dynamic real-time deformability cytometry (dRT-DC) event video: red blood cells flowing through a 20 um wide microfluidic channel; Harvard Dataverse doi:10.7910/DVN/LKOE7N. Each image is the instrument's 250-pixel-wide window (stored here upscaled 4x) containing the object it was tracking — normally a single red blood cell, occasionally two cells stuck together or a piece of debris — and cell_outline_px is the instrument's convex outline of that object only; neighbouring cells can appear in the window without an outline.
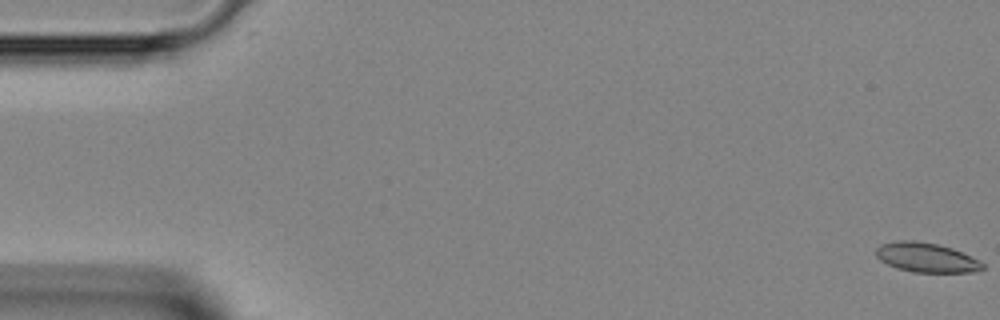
{"species": "Egyptian fruit bat (a non-hibernating species)", "species_latin": "Rousettus aegyptiacus", "temperature_condition": "room temperature", "stored_images_in_passage": 45, "camera_frame_rate_fps": 3000, "um_per_image_px": 0.085, "animal": {"sex": "female"}, "frame": {"image": 1, "passage_image": 1, "time_ms": 0.0, "image_size_px": [1000, 320], "cell_outline_px": [[984, 268], [972, 272], [912, 272], [896, 268], [880, 260], [876, 256], [876, 248], [880, 244], [896, 240], [916, 240], [936, 244], [952, 248], [980, 260], [984, 264]], "centroid_in_image_um": [78.72, 21.88], "position_along_channel_um": 6.3, "area_um2": 18.38}}
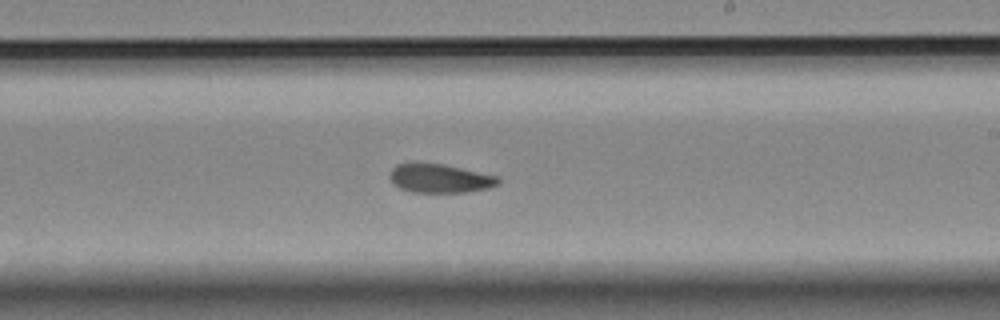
{"frame": {"image": 2, "passage_image": 27, "time_ms": 8.667, "image_size_px": [1000, 320], "cell_outline_px": [[500, 180], [496, 184], [488, 188], [468, 192], [412, 192], [400, 188], [388, 176], [388, 172], [396, 164], [412, 160], [420, 160], [444, 164], [496, 176]], "centroid_in_image_um": [37.28, 15.11], "position_along_channel_um": 251.7, "area_um2": 18.61}}
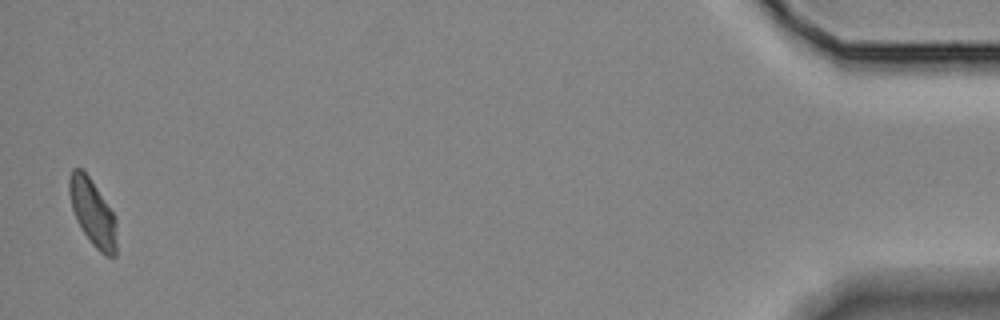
{"frame": {"image": 3, "passage_image": 45, "time_ms": 14.667, "image_size_px": [1000, 320], "cell_outline_px": [[116, 256], [104, 256], [92, 244], [80, 228], [76, 220], [72, 208], [68, 192], [68, 180], [72, 168], [80, 168], [88, 176], [116, 216]], "centroid_in_image_um": [7.87, 18.09], "position_along_channel_um": 427.3, "area_um2": 18.44}}